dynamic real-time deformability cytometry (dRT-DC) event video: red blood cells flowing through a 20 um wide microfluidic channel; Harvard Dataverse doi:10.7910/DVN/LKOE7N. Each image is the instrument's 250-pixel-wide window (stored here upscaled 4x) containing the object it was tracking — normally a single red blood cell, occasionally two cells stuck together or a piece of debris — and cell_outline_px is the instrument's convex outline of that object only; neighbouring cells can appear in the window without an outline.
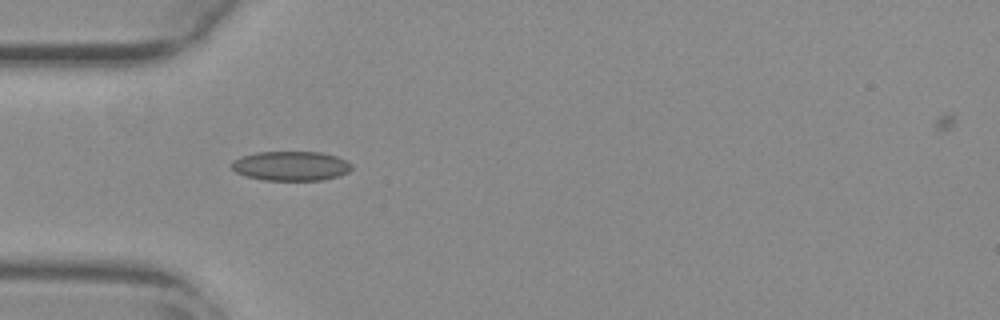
{"species": "common noctule bat (a hibernating species)", "species_latin": "Nyctalus noctula", "temperature_condition": "warm", "stored_images_in_passage": 42, "camera_frame_rate_fps": 3000, "um_per_image_px": 0.085, "animal": {"sex": "female", "body_mass_g": 29.2, "forearm_length_mm": 56.3}, "frame": {"image": 1, "passage_image": 4, "time_ms": 1.0, "image_size_px": [1000, 320], "cell_outline_px": [[352, 168], [348, 172], [340, 176], [320, 180], [264, 180], [248, 176], [236, 172], [232, 168], [232, 160], [240, 156], [256, 152], [320, 152], [336, 156], [352, 164]], "centroid_in_image_um": [24.73, 14.1], "position_along_channel_um": 60.3, "area_um2": 20.58}}
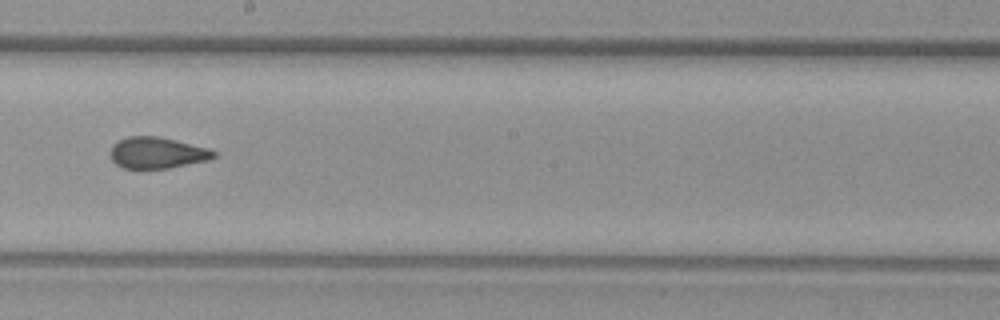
{"frame": {"image": 2, "passage_image": 18, "time_ms": 5.667, "image_size_px": [1000, 320], "cell_outline_px": [[216, 156], [208, 160], [168, 168], [124, 168], [116, 164], [112, 160], [112, 144], [128, 136], [160, 136], [208, 148], [216, 152]], "centroid_in_image_um": [13.37, 12.98], "position_along_channel_um": 234.8, "area_um2": 18.67}}
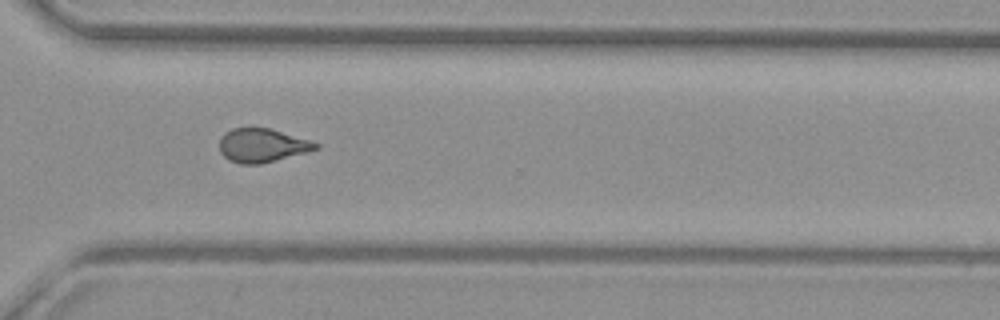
{"frame": {"image": 3, "passage_image": 27, "time_ms": 8.667, "image_size_px": [1000, 320], "cell_outline_px": [[320, 148], [260, 164], [240, 164], [228, 160], [220, 152], [220, 136], [224, 132], [232, 128], [268, 128], [312, 140], [320, 144]], "centroid_in_image_um": [22.27, 12.35], "position_along_channel_um": 348.3, "area_um2": 18.9}, "authors_computed_cell_mechanics": {"area_um2": 19.5075, "velocity_mm_per_s": 3.7872, "shape_relaxation_time_tau1_ms": null, "shape_relaxation_time_tau2_ms": 1.2393, "deformation_change_tau1": null, "deformation_change_tau2": 0.0601}}